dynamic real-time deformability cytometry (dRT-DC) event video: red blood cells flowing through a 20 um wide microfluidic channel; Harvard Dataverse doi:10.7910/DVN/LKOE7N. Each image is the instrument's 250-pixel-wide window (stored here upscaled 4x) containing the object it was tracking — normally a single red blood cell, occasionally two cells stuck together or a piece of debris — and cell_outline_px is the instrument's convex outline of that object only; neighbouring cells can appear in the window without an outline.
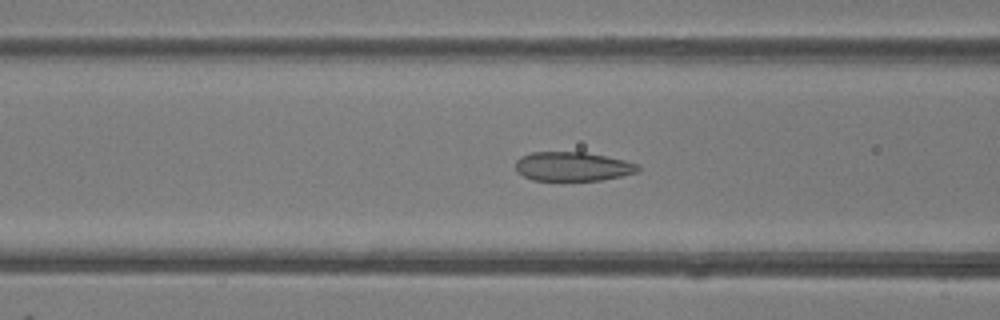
{"species": "common noctule bat (a hibernating species)", "species_latin": "Nyctalus noctula", "temperature_condition": "room temperature", "stored_images_in_passage": 47, "camera_frame_rate_fps": 3000, "um_per_image_px": 0.085, "animal": {"sex": "female"}, "frame": {"image": 1, "passage_image": 16, "time_ms": 5.0, "image_size_px": [1000, 320], "cell_outline_px": [[640, 172], [600, 180], [532, 180], [516, 172], [516, 160], [520, 156], [532, 152], [584, 152], [624, 160], [640, 164]], "centroid_in_image_um": [48.68, 14.15], "position_along_channel_um": 117.9, "area_um2": 20.81}}
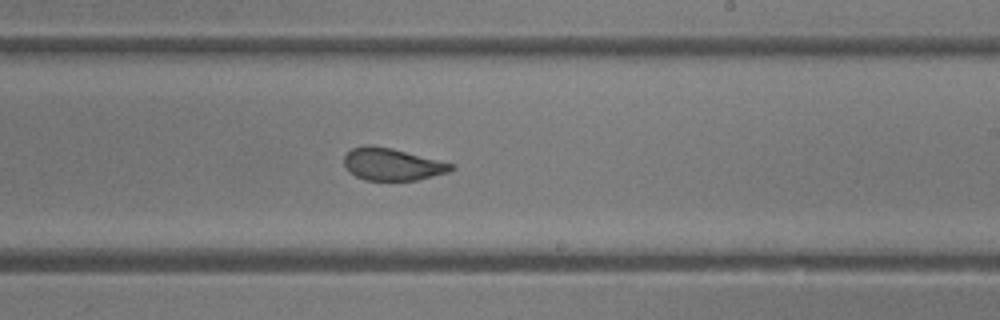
{"frame": {"image": 2, "passage_image": 26, "time_ms": 8.333, "image_size_px": [1000, 320], "cell_outline_px": [[456, 168], [448, 172], [416, 180], [364, 180], [348, 172], [344, 164], [344, 156], [352, 148], [364, 144], [372, 144], [392, 148], [456, 164]], "centroid_in_image_um": [33.33, 13.95], "position_along_channel_um": 255.7, "area_um2": 20.35}}
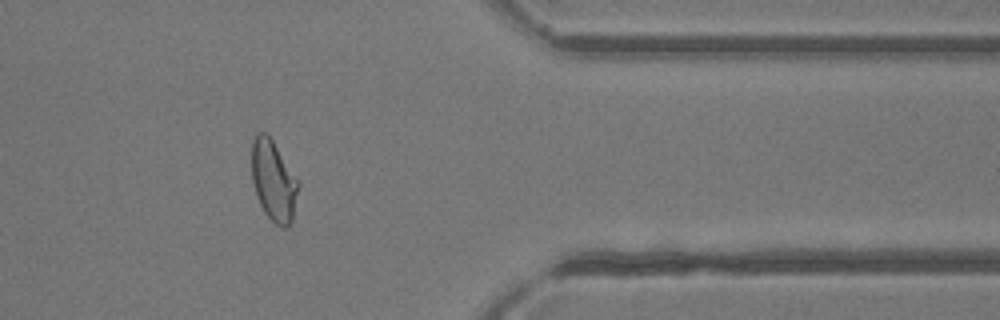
{"frame": {"image": 3, "passage_image": 37, "time_ms": 12.0, "image_size_px": [1000, 320], "cell_outline_px": [[300, 184], [292, 220], [288, 228], [280, 228], [264, 212], [256, 196], [252, 180], [252, 140], [256, 132], [268, 132], [300, 180]], "centroid_in_image_um": [23.27, 15.33], "position_along_channel_um": 388.1, "area_um2": 22.54}, "authors_computed_cell_mechanics": {"area_um2": 22.542, "velocity_mm_per_s": 4.1289, "shape_relaxation_time_tau1_ms": null, "shape_relaxation_time_tau2_ms": 0.9728, "deformation_change_tau1": null, "deformation_change_tau2": 0.067}}